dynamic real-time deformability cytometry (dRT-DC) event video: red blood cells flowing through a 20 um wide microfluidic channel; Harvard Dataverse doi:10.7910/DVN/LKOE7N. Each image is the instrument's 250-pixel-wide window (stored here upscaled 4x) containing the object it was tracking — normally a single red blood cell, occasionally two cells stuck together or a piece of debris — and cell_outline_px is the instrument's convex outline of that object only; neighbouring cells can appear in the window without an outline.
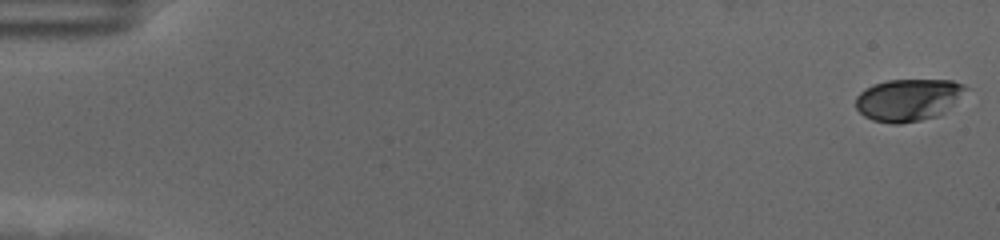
{"species": "human", "species_latin": "Homo sapiens", "temperature_condition": "cold", "stored_images_in_passage": 58, "camera_frame_rate_fps": 3000, "um_per_image_px": 0.085, "donor": {"sex": "female"}, "frame": {"image": 1, "passage_image": 1, "time_ms": 0.0, "image_size_px": [1000, 240], "cell_outline_px": [[968, 88], [940, 116], [900, 124], [892, 124], [872, 120], [864, 116], [856, 108], [856, 96], [864, 88], [872, 84], [888, 80], [952, 80], [964, 84]], "centroid_in_image_um": [77.16, 8.48], "position_along_channel_um": 7.8, "area_um2": 27.05}}
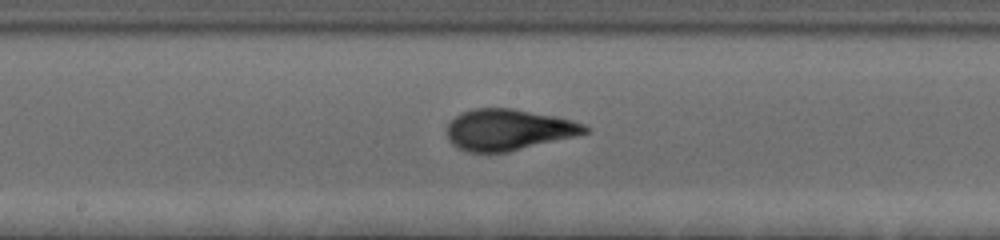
{"frame": {"image": 2, "passage_image": 32, "time_ms": 10.333, "image_size_px": [1000, 240], "cell_outline_px": [[588, 132], [576, 136], [508, 152], [468, 152], [456, 148], [448, 140], [448, 124], [460, 112], [472, 108], [512, 108], [572, 120], [584, 124], [588, 128]], "centroid_in_image_um": [43.18, 11.03], "position_along_channel_um": 205.0, "area_um2": 33.0}}
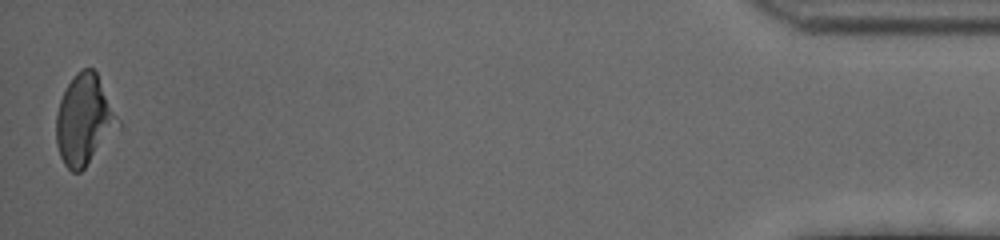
{"frame": {"image": 3, "passage_image": 58, "time_ms": 19.0, "image_size_px": [1000, 240], "cell_outline_px": [[120, 128], [84, 168], [80, 172], [72, 172], [64, 164], [60, 156], [56, 144], [56, 112], [60, 100], [68, 84], [76, 72], [84, 68], [92, 68], [96, 72], [120, 120]], "centroid_in_image_um": [7.16, 10.22], "position_along_channel_um": 428.0, "area_um2": 32.48}, "authors_computed_cell_mechanics": {"area_um2": 31.9634, "velocity_mm_per_s": 3.5269, "shape_relaxation_time_tau1_ms": 3.6767, "shape_relaxation_time_tau2_ms": 0.9072, "deformation_change_tau1": 0.1633, "deformation_change_tau2": 0.0691}}